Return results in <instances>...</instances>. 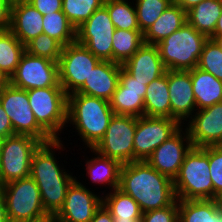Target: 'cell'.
I'll return each mask as SVG.
<instances>
[{
	"label": "cell",
	"mask_w": 222,
	"mask_h": 222,
	"mask_svg": "<svg viewBox=\"0 0 222 222\" xmlns=\"http://www.w3.org/2000/svg\"><path fill=\"white\" fill-rule=\"evenodd\" d=\"M0 82H5L3 79H2V77L0 76Z\"/></svg>",
	"instance_id": "cell-52"
},
{
	"label": "cell",
	"mask_w": 222,
	"mask_h": 222,
	"mask_svg": "<svg viewBox=\"0 0 222 222\" xmlns=\"http://www.w3.org/2000/svg\"><path fill=\"white\" fill-rule=\"evenodd\" d=\"M43 15L26 0H15L11 7L10 31L23 45L43 34Z\"/></svg>",
	"instance_id": "cell-23"
},
{
	"label": "cell",
	"mask_w": 222,
	"mask_h": 222,
	"mask_svg": "<svg viewBox=\"0 0 222 222\" xmlns=\"http://www.w3.org/2000/svg\"><path fill=\"white\" fill-rule=\"evenodd\" d=\"M8 82L19 89L62 87L59 84L58 62L25 52Z\"/></svg>",
	"instance_id": "cell-13"
},
{
	"label": "cell",
	"mask_w": 222,
	"mask_h": 222,
	"mask_svg": "<svg viewBox=\"0 0 222 222\" xmlns=\"http://www.w3.org/2000/svg\"><path fill=\"white\" fill-rule=\"evenodd\" d=\"M63 45L46 34H40L25 45V50L32 56L46 58L58 62Z\"/></svg>",
	"instance_id": "cell-37"
},
{
	"label": "cell",
	"mask_w": 222,
	"mask_h": 222,
	"mask_svg": "<svg viewBox=\"0 0 222 222\" xmlns=\"http://www.w3.org/2000/svg\"><path fill=\"white\" fill-rule=\"evenodd\" d=\"M69 169L56 180L35 181L40 191L41 200L46 213L55 216L62 208L67 190L77 178Z\"/></svg>",
	"instance_id": "cell-26"
},
{
	"label": "cell",
	"mask_w": 222,
	"mask_h": 222,
	"mask_svg": "<svg viewBox=\"0 0 222 222\" xmlns=\"http://www.w3.org/2000/svg\"><path fill=\"white\" fill-rule=\"evenodd\" d=\"M42 15L62 11V0H26Z\"/></svg>",
	"instance_id": "cell-41"
},
{
	"label": "cell",
	"mask_w": 222,
	"mask_h": 222,
	"mask_svg": "<svg viewBox=\"0 0 222 222\" xmlns=\"http://www.w3.org/2000/svg\"><path fill=\"white\" fill-rule=\"evenodd\" d=\"M147 85L134 79L123 67L110 106L117 115L141 117L144 115V97Z\"/></svg>",
	"instance_id": "cell-18"
},
{
	"label": "cell",
	"mask_w": 222,
	"mask_h": 222,
	"mask_svg": "<svg viewBox=\"0 0 222 222\" xmlns=\"http://www.w3.org/2000/svg\"><path fill=\"white\" fill-rule=\"evenodd\" d=\"M113 115L110 102L105 99L81 93L68 95L66 127H73L70 130L80 137L77 138L80 142H84V151L100 142Z\"/></svg>",
	"instance_id": "cell-2"
},
{
	"label": "cell",
	"mask_w": 222,
	"mask_h": 222,
	"mask_svg": "<svg viewBox=\"0 0 222 222\" xmlns=\"http://www.w3.org/2000/svg\"><path fill=\"white\" fill-rule=\"evenodd\" d=\"M100 60L77 41L63 47L58 60L59 84L67 95L77 92Z\"/></svg>",
	"instance_id": "cell-9"
},
{
	"label": "cell",
	"mask_w": 222,
	"mask_h": 222,
	"mask_svg": "<svg viewBox=\"0 0 222 222\" xmlns=\"http://www.w3.org/2000/svg\"><path fill=\"white\" fill-rule=\"evenodd\" d=\"M29 106L37 123L53 138L65 140L68 95L62 87L27 90ZM66 128V129H65ZM63 131V132H62Z\"/></svg>",
	"instance_id": "cell-5"
},
{
	"label": "cell",
	"mask_w": 222,
	"mask_h": 222,
	"mask_svg": "<svg viewBox=\"0 0 222 222\" xmlns=\"http://www.w3.org/2000/svg\"><path fill=\"white\" fill-rule=\"evenodd\" d=\"M144 116L171 118L168 70L147 85L144 97Z\"/></svg>",
	"instance_id": "cell-28"
},
{
	"label": "cell",
	"mask_w": 222,
	"mask_h": 222,
	"mask_svg": "<svg viewBox=\"0 0 222 222\" xmlns=\"http://www.w3.org/2000/svg\"><path fill=\"white\" fill-rule=\"evenodd\" d=\"M202 1L204 0H176L175 3L187 12Z\"/></svg>",
	"instance_id": "cell-45"
},
{
	"label": "cell",
	"mask_w": 222,
	"mask_h": 222,
	"mask_svg": "<svg viewBox=\"0 0 222 222\" xmlns=\"http://www.w3.org/2000/svg\"><path fill=\"white\" fill-rule=\"evenodd\" d=\"M141 222H178V200L170 206L144 212Z\"/></svg>",
	"instance_id": "cell-40"
},
{
	"label": "cell",
	"mask_w": 222,
	"mask_h": 222,
	"mask_svg": "<svg viewBox=\"0 0 222 222\" xmlns=\"http://www.w3.org/2000/svg\"><path fill=\"white\" fill-rule=\"evenodd\" d=\"M210 39L215 40L219 44L222 50V38H210Z\"/></svg>",
	"instance_id": "cell-51"
},
{
	"label": "cell",
	"mask_w": 222,
	"mask_h": 222,
	"mask_svg": "<svg viewBox=\"0 0 222 222\" xmlns=\"http://www.w3.org/2000/svg\"><path fill=\"white\" fill-rule=\"evenodd\" d=\"M197 110L222 102V81L198 67L191 70Z\"/></svg>",
	"instance_id": "cell-25"
},
{
	"label": "cell",
	"mask_w": 222,
	"mask_h": 222,
	"mask_svg": "<svg viewBox=\"0 0 222 222\" xmlns=\"http://www.w3.org/2000/svg\"><path fill=\"white\" fill-rule=\"evenodd\" d=\"M115 29L107 8L102 5L76 29V41L100 61H112V37Z\"/></svg>",
	"instance_id": "cell-11"
},
{
	"label": "cell",
	"mask_w": 222,
	"mask_h": 222,
	"mask_svg": "<svg viewBox=\"0 0 222 222\" xmlns=\"http://www.w3.org/2000/svg\"><path fill=\"white\" fill-rule=\"evenodd\" d=\"M121 67L122 65L112 61H99L83 86L75 93L110 101L119 82Z\"/></svg>",
	"instance_id": "cell-22"
},
{
	"label": "cell",
	"mask_w": 222,
	"mask_h": 222,
	"mask_svg": "<svg viewBox=\"0 0 222 222\" xmlns=\"http://www.w3.org/2000/svg\"><path fill=\"white\" fill-rule=\"evenodd\" d=\"M43 34L49 35L63 46L76 41V28L63 11L43 15Z\"/></svg>",
	"instance_id": "cell-33"
},
{
	"label": "cell",
	"mask_w": 222,
	"mask_h": 222,
	"mask_svg": "<svg viewBox=\"0 0 222 222\" xmlns=\"http://www.w3.org/2000/svg\"><path fill=\"white\" fill-rule=\"evenodd\" d=\"M140 31H145L173 2L171 0H133Z\"/></svg>",
	"instance_id": "cell-36"
},
{
	"label": "cell",
	"mask_w": 222,
	"mask_h": 222,
	"mask_svg": "<svg viewBox=\"0 0 222 222\" xmlns=\"http://www.w3.org/2000/svg\"><path fill=\"white\" fill-rule=\"evenodd\" d=\"M103 4L104 0H62V11L77 29Z\"/></svg>",
	"instance_id": "cell-35"
},
{
	"label": "cell",
	"mask_w": 222,
	"mask_h": 222,
	"mask_svg": "<svg viewBox=\"0 0 222 222\" xmlns=\"http://www.w3.org/2000/svg\"><path fill=\"white\" fill-rule=\"evenodd\" d=\"M41 144L33 136L19 134L0 141L1 186L30 176L32 156Z\"/></svg>",
	"instance_id": "cell-7"
},
{
	"label": "cell",
	"mask_w": 222,
	"mask_h": 222,
	"mask_svg": "<svg viewBox=\"0 0 222 222\" xmlns=\"http://www.w3.org/2000/svg\"><path fill=\"white\" fill-rule=\"evenodd\" d=\"M102 204L111 213L114 222H141L143 212L139 204L119 188L103 195Z\"/></svg>",
	"instance_id": "cell-27"
},
{
	"label": "cell",
	"mask_w": 222,
	"mask_h": 222,
	"mask_svg": "<svg viewBox=\"0 0 222 222\" xmlns=\"http://www.w3.org/2000/svg\"><path fill=\"white\" fill-rule=\"evenodd\" d=\"M197 67L222 81V50L215 40L205 42Z\"/></svg>",
	"instance_id": "cell-38"
},
{
	"label": "cell",
	"mask_w": 222,
	"mask_h": 222,
	"mask_svg": "<svg viewBox=\"0 0 222 222\" xmlns=\"http://www.w3.org/2000/svg\"><path fill=\"white\" fill-rule=\"evenodd\" d=\"M193 147L187 129L182 126L172 137L157 147L146 162L172 180L178 175L186 154Z\"/></svg>",
	"instance_id": "cell-15"
},
{
	"label": "cell",
	"mask_w": 222,
	"mask_h": 222,
	"mask_svg": "<svg viewBox=\"0 0 222 222\" xmlns=\"http://www.w3.org/2000/svg\"><path fill=\"white\" fill-rule=\"evenodd\" d=\"M25 52V45L10 30L0 31V76L4 81L15 73Z\"/></svg>",
	"instance_id": "cell-30"
},
{
	"label": "cell",
	"mask_w": 222,
	"mask_h": 222,
	"mask_svg": "<svg viewBox=\"0 0 222 222\" xmlns=\"http://www.w3.org/2000/svg\"><path fill=\"white\" fill-rule=\"evenodd\" d=\"M90 222H114L111 213L102 204L99 209L95 212L94 217Z\"/></svg>",
	"instance_id": "cell-44"
},
{
	"label": "cell",
	"mask_w": 222,
	"mask_h": 222,
	"mask_svg": "<svg viewBox=\"0 0 222 222\" xmlns=\"http://www.w3.org/2000/svg\"><path fill=\"white\" fill-rule=\"evenodd\" d=\"M186 22L187 12L173 2L145 31L143 34V41L146 44L157 45L173 32L181 28Z\"/></svg>",
	"instance_id": "cell-24"
},
{
	"label": "cell",
	"mask_w": 222,
	"mask_h": 222,
	"mask_svg": "<svg viewBox=\"0 0 222 222\" xmlns=\"http://www.w3.org/2000/svg\"><path fill=\"white\" fill-rule=\"evenodd\" d=\"M215 199L178 200V222H218Z\"/></svg>",
	"instance_id": "cell-31"
},
{
	"label": "cell",
	"mask_w": 222,
	"mask_h": 222,
	"mask_svg": "<svg viewBox=\"0 0 222 222\" xmlns=\"http://www.w3.org/2000/svg\"><path fill=\"white\" fill-rule=\"evenodd\" d=\"M122 67L137 79L148 85L167 71L160 57L157 45L144 43Z\"/></svg>",
	"instance_id": "cell-21"
},
{
	"label": "cell",
	"mask_w": 222,
	"mask_h": 222,
	"mask_svg": "<svg viewBox=\"0 0 222 222\" xmlns=\"http://www.w3.org/2000/svg\"><path fill=\"white\" fill-rule=\"evenodd\" d=\"M144 44L140 30L115 29L112 37V62L123 65Z\"/></svg>",
	"instance_id": "cell-32"
},
{
	"label": "cell",
	"mask_w": 222,
	"mask_h": 222,
	"mask_svg": "<svg viewBox=\"0 0 222 222\" xmlns=\"http://www.w3.org/2000/svg\"><path fill=\"white\" fill-rule=\"evenodd\" d=\"M168 91L171 118L177 120L183 126L197 111L191 70H168Z\"/></svg>",
	"instance_id": "cell-17"
},
{
	"label": "cell",
	"mask_w": 222,
	"mask_h": 222,
	"mask_svg": "<svg viewBox=\"0 0 222 222\" xmlns=\"http://www.w3.org/2000/svg\"><path fill=\"white\" fill-rule=\"evenodd\" d=\"M183 126L193 147L222 145V102L197 110Z\"/></svg>",
	"instance_id": "cell-16"
},
{
	"label": "cell",
	"mask_w": 222,
	"mask_h": 222,
	"mask_svg": "<svg viewBox=\"0 0 222 222\" xmlns=\"http://www.w3.org/2000/svg\"><path fill=\"white\" fill-rule=\"evenodd\" d=\"M208 37L186 22L181 28L157 44L167 70L189 71L198 66Z\"/></svg>",
	"instance_id": "cell-4"
},
{
	"label": "cell",
	"mask_w": 222,
	"mask_h": 222,
	"mask_svg": "<svg viewBox=\"0 0 222 222\" xmlns=\"http://www.w3.org/2000/svg\"><path fill=\"white\" fill-rule=\"evenodd\" d=\"M0 222H8L6 215V204L1 192H0Z\"/></svg>",
	"instance_id": "cell-46"
},
{
	"label": "cell",
	"mask_w": 222,
	"mask_h": 222,
	"mask_svg": "<svg viewBox=\"0 0 222 222\" xmlns=\"http://www.w3.org/2000/svg\"><path fill=\"white\" fill-rule=\"evenodd\" d=\"M0 103L11 120L14 134L29 135L48 143L54 139L37 123L29 106L27 90L5 81L0 87Z\"/></svg>",
	"instance_id": "cell-8"
},
{
	"label": "cell",
	"mask_w": 222,
	"mask_h": 222,
	"mask_svg": "<svg viewBox=\"0 0 222 222\" xmlns=\"http://www.w3.org/2000/svg\"><path fill=\"white\" fill-rule=\"evenodd\" d=\"M208 161L213 183V199L222 192V145L208 146Z\"/></svg>",
	"instance_id": "cell-39"
},
{
	"label": "cell",
	"mask_w": 222,
	"mask_h": 222,
	"mask_svg": "<svg viewBox=\"0 0 222 222\" xmlns=\"http://www.w3.org/2000/svg\"><path fill=\"white\" fill-rule=\"evenodd\" d=\"M136 124L137 117L114 114L104 137L93 149L122 164L133 162Z\"/></svg>",
	"instance_id": "cell-10"
},
{
	"label": "cell",
	"mask_w": 222,
	"mask_h": 222,
	"mask_svg": "<svg viewBox=\"0 0 222 222\" xmlns=\"http://www.w3.org/2000/svg\"><path fill=\"white\" fill-rule=\"evenodd\" d=\"M215 200L222 207V192L216 197Z\"/></svg>",
	"instance_id": "cell-49"
},
{
	"label": "cell",
	"mask_w": 222,
	"mask_h": 222,
	"mask_svg": "<svg viewBox=\"0 0 222 222\" xmlns=\"http://www.w3.org/2000/svg\"><path fill=\"white\" fill-rule=\"evenodd\" d=\"M118 188L131 196L143 213L170 206L177 200L173 180L146 161L123 164Z\"/></svg>",
	"instance_id": "cell-1"
},
{
	"label": "cell",
	"mask_w": 222,
	"mask_h": 222,
	"mask_svg": "<svg viewBox=\"0 0 222 222\" xmlns=\"http://www.w3.org/2000/svg\"><path fill=\"white\" fill-rule=\"evenodd\" d=\"M182 125L173 118L137 117L134 136V161H146L152 152L172 137Z\"/></svg>",
	"instance_id": "cell-12"
},
{
	"label": "cell",
	"mask_w": 222,
	"mask_h": 222,
	"mask_svg": "<svg viewBox=\"0 0 222 222\" xmlns=\"http://www.w3.org/2000/svg\"><path fill=\"white\" fill-rule=\"evenodd\" d=\"M12 135L15 134L11 120L0 103V141Z\"/></svg>",
	"instance_id": "cell-43"
},
{
	"label": "cell",
	"mask_w": 222,
	"mask_h": 222,
	"mask_svg": "<svg viewBox=\"0 0 222 222\" xmlns=\"http://www.w3.org/2000/svg\"><path fill=\"white\" fill-rule=\"evenodd\" d=\"M80 177L81 175L69 186L64 204L55 215L64 222H90L102 205V195L95 192V188L92 189V184L89 187L83 180L81 182Z\"/></svg>",
	"instance_id": "cell-14"
},
{
	"label": "cell",
	"mask_w": 222,
	"mask_h": 222,
	"mask_svg": "<svg viewBox=\"0 0 222 222\" xmlns=\"http://www.w3.org/2000/svg\"><path fill=\"white\" fill-rule=\"evenodd\" d=\"M222 13V0H204L187 11V22L208 38Z\"/></svg>",
	"instance_id": "cell-29"
},
{
	"label": "cell",
	"mask_w": 222,
	"mask_h": 222,
	"mask_svg": "<svg viewBox=\"0 0 222 222\" xmlns=\"http://www.w3.org/2000/svg\"><path fill=\"white\" fill-rule=\"evenodd\" d=\"M64 142L62 139H54L51 142L42 143L34 152L30 172L34 181L56 180L68 170L65 168L67 165L59 163L61 159L57 158L66 150Z\"/></svg>",
	"instance_id": "cell-20"
},
{
	"label": "cell",
	"mask_w": 222,
	"mask_h": 222,
	"mask_svg": "<svg viewBox=\"0 0 222 222\" xmlns=\"http://www.w3.org/2000/svg\"><path fill=\"white\" fill-rule=\"evenodd\" d=\"M45 222H64L58 219L56 216H48L45 218Z\"/></svg>",
	"instance_id": "cell-48"
},
{
	"label": "cell",
	"mask_w": 222,
	"mask_h": 222,
	"mask_svg": "<svg viewBox=\"0 0 222 222\" xmlns=\"http://www.w3.org/2000/svg\"><path fill=\"white\" fill-rule=\"evenodd\" d=\"M88 151L87 153L91 152L92 156L86 155L85 157V154L81 155V157H83L85 160V162L83 163V166L85 167H82V169L85 170L84 171L86 173L85 175L87 176L86 177L87 179L85 178V181L86 180L89 181V183L86 184L89 185L91 182L92 184H94L92 187H94L97 184V186L99 185V187L102 189L104 186V189L106 188V190L99 191V193L102 196L105 195L107 192H110L115 188H118L120 180V172L123 164L119 160L105 157L99 154L93 148H88ZM89 157L91 158L89 159Z\"/></svg>",
	"instance_id": "cell-19"
},
{
	"label": "cell",
	"mask_w": 222,
	"mask_h": 222,
	"mask_svg": "<svg viewBox=\"0 0 222 222\" xmlns=\"http://www.w3.org/2000/svg\"><path fill=\"white\" fill-rule=\"evenodd\" d=\"M12 0H0V31L10 29Z\"/></svg>",
	"instance_id": "cell-42"
},
{
	"label": "cell",
	"mask_w": 222,
	"mask_h": 222,
	"mask_svg": "<svg viewBox=\"0 0 222 222\" xmlns=\"http://www.w3.org/2000/svg\"><path fill=\"white\" fill-rule=\"evenodd\" d=\"M173 184L177 200L213 199L208 146L190 149Z\"/></svg>",
	"instance_id": "cell-3"
},
{
	"label": "cell",
	"mask_w": 222,
	"mask_h": 222,
	"mask_svg": "<svg viewBox=\"0 0 222 222\" xmlns=\"http://www.w3.org/2000/svg\"><path fill=\"white\" fill-rule=\"evenodd\" d=\"M218 222H222V207L218 208Z\"/></svg>",
	"instance_id": "cell-50"
},
{
	"label": "cell",
	"mask_w": 222,
	"mask_h": 222,
	"mask_svg": "<svg viewBox=\"0 0 222 222\" xmlns=\"http://www.w3.org/2000/svg\"><path fill=\"white\" fill-rule=\"evenodd\" d=\"M0 192L5 200L8 222H41L49 216L31 176L1 186Z\"/></svg>",
	"instance_id": "cell-6"
},
{
	"label": "cell",
	"mask_w": 222,
	"mask_h": 222,
	"mask_svg": "<svg viewBox=\"0 0 222 222\" xmlns=\"http://www.w3.org/2000/svg\"><path fill=\"white\" fill-rule=\"evenodd\" d=\"M103 5L116 29L140 30L133 0H104Z\"/></svg>",
	"instance_id": "cell-34"
},
{
	"label": "cell",
	"mask_w": 222,
	"mask_h": 222,
	"mask_svg": "<svg viewBox=\"0 0 222 222\" xmlns=\"http://www.w3.org/2000/svg\"><path fill=\"white\" fill-rule=\"evenodd\" d=\"M209 38H222V13L221 16L218 18L214 33Z\"/></svg>",
	"instance_id": "cell-47"
}]
</instances>
